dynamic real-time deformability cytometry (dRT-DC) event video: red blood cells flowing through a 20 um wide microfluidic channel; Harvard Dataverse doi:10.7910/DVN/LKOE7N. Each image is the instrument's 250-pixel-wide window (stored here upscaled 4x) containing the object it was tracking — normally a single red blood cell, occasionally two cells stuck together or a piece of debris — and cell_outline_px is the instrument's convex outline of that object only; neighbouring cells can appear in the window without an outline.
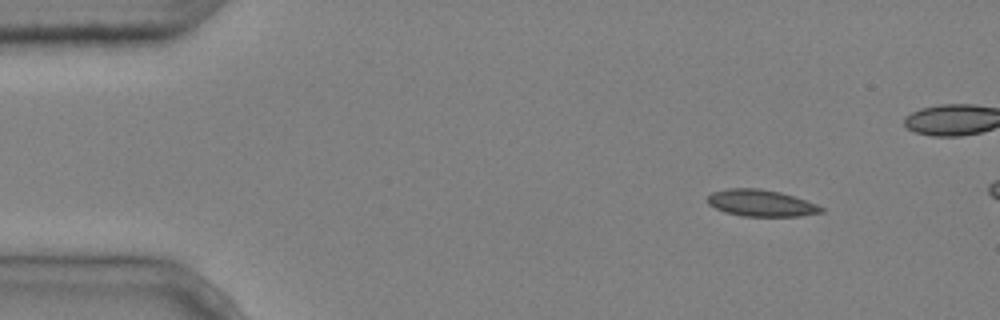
{"species": "common noctule bat (a hibernating species)", "species_latin": "Nyctalus noctula", "temperature_condition": "cold", "stored_images_in_passage": 3, "camera_frame_rate_fps": 3000, "um_per_image_px": 0.085, "animal": {"sex": "male", "body_mass_g": 20.4}, "frame": {"image": 1, "passage_image": 1, "time_ms": 0.0, "image_size_px": [1000, 320], "cell_outline_px": [[824, 212], [800, 216], [744, 216], [724, 212], [708, 204], [708, 196], [712, 192], [728, 188], [760, 188], [780, 192], [816, 204], [824, 208]], "centroid_in_image_um": [64.68, 17.26], "position_along_channel_um": 20.3, "area_um2": 17.57}}